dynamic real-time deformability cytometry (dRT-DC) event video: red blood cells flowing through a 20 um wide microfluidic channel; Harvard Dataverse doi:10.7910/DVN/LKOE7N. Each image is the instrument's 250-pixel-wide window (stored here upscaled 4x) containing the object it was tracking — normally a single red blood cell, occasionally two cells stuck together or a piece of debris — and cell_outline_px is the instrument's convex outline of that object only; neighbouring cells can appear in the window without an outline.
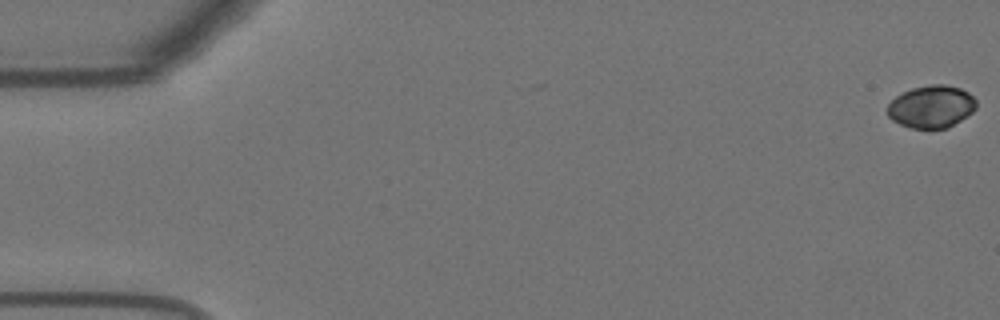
{"species": "Egyptian fruit bat (a non-hibernating species)", "species_latin": "Rousettus aegyptiacus", "temperature_condition": "warm", "stored_images_in_passage": 3, "camera_frame_rate_fps": 3000, "um_per_image_px": 0.085, "animal": {"sex": "female"}, "frame": {"image": 1, "passage_image": 1, "time_ms": 0.0, "image_size_px": [1000, 320], "cell_outline_px": [[976, 108], [972, 112], [948, 128], [908, 128], [892, 120], [888, 116], [888, 104], [896, 96], [912, 88], [932, 84], [944, 84], [960, 88], [968, 92], [976, 100]], "centroid_in_image_um": [79.16, 9.06], "position_along_channel_um": 5.8, "area_um2": 21.91}}